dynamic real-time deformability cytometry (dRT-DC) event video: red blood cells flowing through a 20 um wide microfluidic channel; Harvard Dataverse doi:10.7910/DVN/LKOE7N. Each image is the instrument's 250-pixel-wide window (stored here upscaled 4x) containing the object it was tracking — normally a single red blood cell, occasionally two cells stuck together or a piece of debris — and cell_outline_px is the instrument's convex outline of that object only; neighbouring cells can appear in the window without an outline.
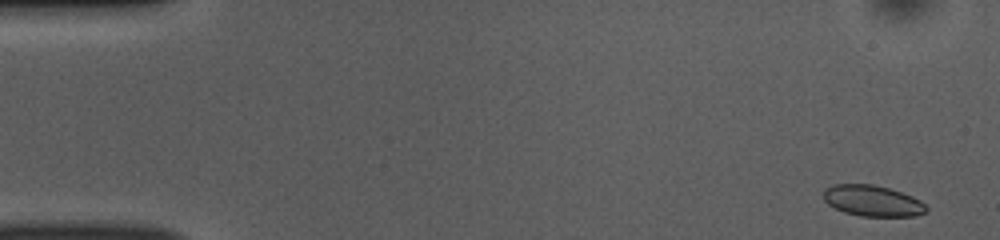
{"species": "common noctule bat (a hibernating species)", "species_latin": "Nyctalus noctula", "temperature_condition": "room temperature", "stored_images_in_passage": 48, "camera_frame_rate_fps": 3000, "um_per_image_px": 0.085, "animal": {"sex": "female", "body_mass_g": 10.0, "forearm_length_mm": 53.1}, "frame": {"image": 1, "passage_image": 1, "time_ms": 0.0, "image_size_px": [1000, 240], "cell_outline_px": [[928, 208], [924, 212], [916, 216], [860, 216], [844, 212], [828, 204], [824, 200], [824, 188], [832, 184], [872, 184], [888, 188], [912, 196], [920, 200]], "centroid_in_image_um": [74.14, 17.06], "position_along_channel_um": 10.9, "area_um2": 18.5}}
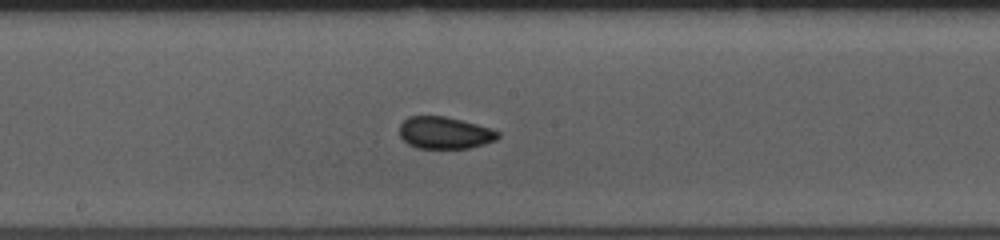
{"frame": {"image": 2, "passage_image": 26, "time_ms": 8.333, "image_size_px": [1000, 240], "cell_outline_px": [[500, 136], [496, 140], [484, 144], [468, 148], [416, 148], [408, 144], [400, 136], [400, 124], [408, 116], [444, 116], [492, 128], [500, 132]], "centroid_in_image_um": [37.81, 11.29], "position_along_channel_um": 210.4, "area_um2": 18.38}}
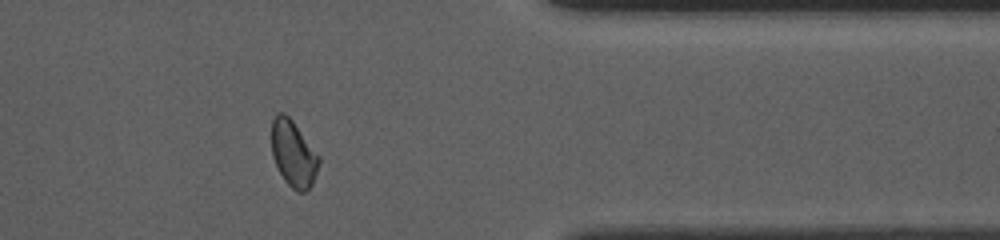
{"frame": {"image": 3, "passage_image": 41, "time_ms": 13.333, "image_size_px": [1000, 240], "cell_outline_px": [[320, 160], [312, 184], [304, 192], [296, 192], [284, 180], [272, 156], [272, 120], [276, 112], [284, 112], [292, 120], [320, 156]], "centroid_in_image_um": [24.93, 13.05], "position_along_channel_um": 386.5, "area_um2": 18.15}, "authors_computed_cell_mechanics": {"area_um2": 18.5827, "velocity_mm_per_s": 3.844, "shape_relaxation_time_tau1_ms": 3.3219, "shape_relaxation_time_tau2_ms": 1.0938, "deformation_change_tau1": 0.0674, "deformation_change_tau2": 0.0409}}